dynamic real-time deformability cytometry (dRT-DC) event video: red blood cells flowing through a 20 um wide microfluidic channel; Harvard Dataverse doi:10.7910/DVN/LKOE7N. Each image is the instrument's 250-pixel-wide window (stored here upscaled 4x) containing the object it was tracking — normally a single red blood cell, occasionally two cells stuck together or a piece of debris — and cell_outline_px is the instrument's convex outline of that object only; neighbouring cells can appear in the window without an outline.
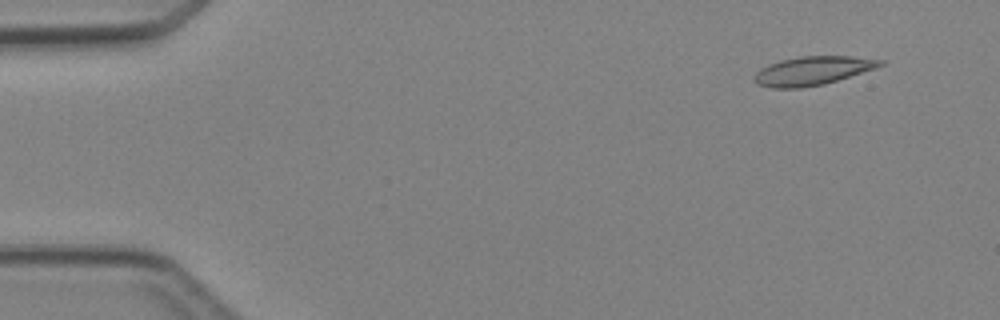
{"species": "Egyptian fruit bat (a non-hibernating species)", "species_latin": "Rousettus aegyptiacus", "temperature_condition": "cold", "stored_images_in_passage": 4, "camera_frame_rate_fps": 3000, "um_per_image_px": 0.085, "animal": {"sex": "female"}, "frame": {"image": 1, "passage_image": 2, "time_ms": 1.0, "image_size_px": [1000, 320], "cell_outline_px": [[884, 64], [876, 68], [824, 84], [800, 88], [772, 88], [760, 84], [752, 80], [752, 76], [760, 68], [768, 64], [800, 56], [848, 56], [884, 60]], "centroid_in_image_um": [69.04, 6.01], "position_along_channel_um": 16.0, "area_um2": 20.92}}